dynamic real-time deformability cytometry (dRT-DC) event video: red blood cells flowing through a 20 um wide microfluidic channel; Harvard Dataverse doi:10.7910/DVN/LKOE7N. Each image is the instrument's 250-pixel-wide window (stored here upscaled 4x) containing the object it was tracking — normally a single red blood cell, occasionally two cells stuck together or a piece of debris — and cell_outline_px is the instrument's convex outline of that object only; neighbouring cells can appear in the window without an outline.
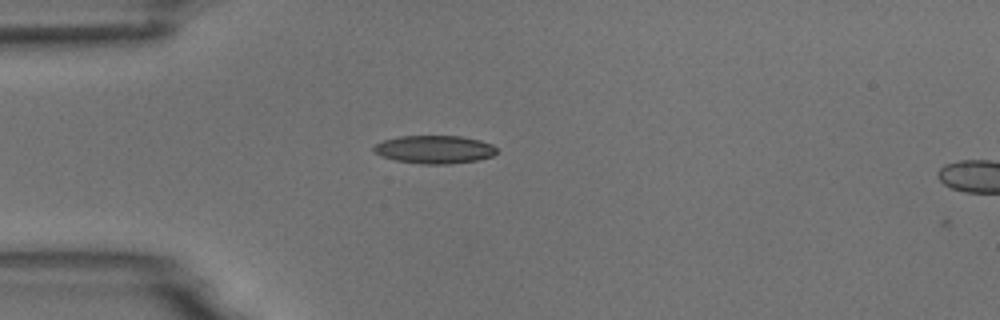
{"species": "common noctule bat (a hibernating species)", "species_latin": "Nyctalus noctula", "temperature_condition": "room temperature", "stored_images_in_passage": 2, "camera_frame_rate_fps": 3000, "um_per_image_px": 0.085, "animal": {"sex": "male", "body_mass_g": 18.8}, "frame": {"image": 1, "passage_image": 1, "time_ms": 0.0, "image_size_px": [1000, 320], "cell_outline_px": [[496, 152], [492, 156], [480, 160], [448, 164], [420, 164], [396, 160], [380, 156], [372, 148], [376, 144], [384, 140], [400, 136], [460, 136], [480, 140], [492, 144], [496, 148]], "centroid_in_image_um": [36.94, 12.71], "position_along_channel_um": 48.1, "area_um2": 20.11}}